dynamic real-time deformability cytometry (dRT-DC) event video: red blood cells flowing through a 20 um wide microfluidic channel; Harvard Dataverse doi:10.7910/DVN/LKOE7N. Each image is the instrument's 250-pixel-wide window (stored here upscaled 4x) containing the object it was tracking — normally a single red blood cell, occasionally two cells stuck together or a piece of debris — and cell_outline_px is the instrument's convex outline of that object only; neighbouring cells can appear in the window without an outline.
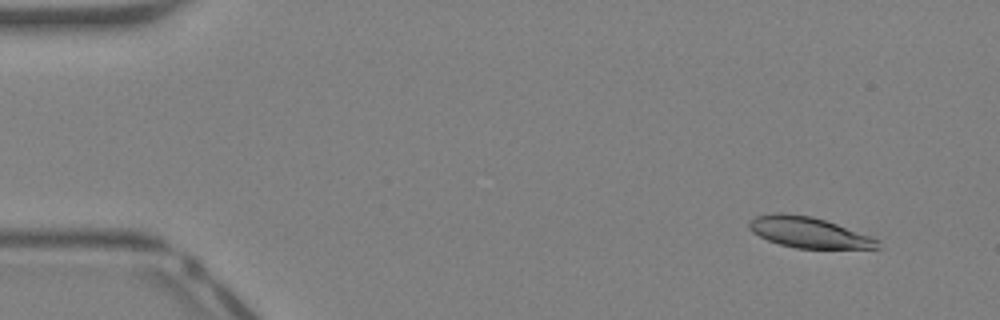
{"species": "Egyptian fruit bat (a non-hibernating species)", "species_latin": "Rousettus aegyptiacus", "temperature_condition": "warm", "stored_images_in_passage": 42, "camera_frame_rate_fps": 3000, "um_per_image_px": 0.085, "animal": {"sex": "female"}, "frame": {"image": 1, "passage_image": 3, "time_ms": 0.667, "image_size_px": [1000, 320], "cell_outline_px": [[880, 248], [796, 248], [780, 244], [768, 240], [752, 232], [748, 228], [748, 224], [756, 216], [776, 212], [780, 212], [812, 216], [836, 224], [880, 240]], "centroid_in_image_um": [68.71, 19.75], "position_along_channel_um": 16.3, "area_um2": 22.72}}
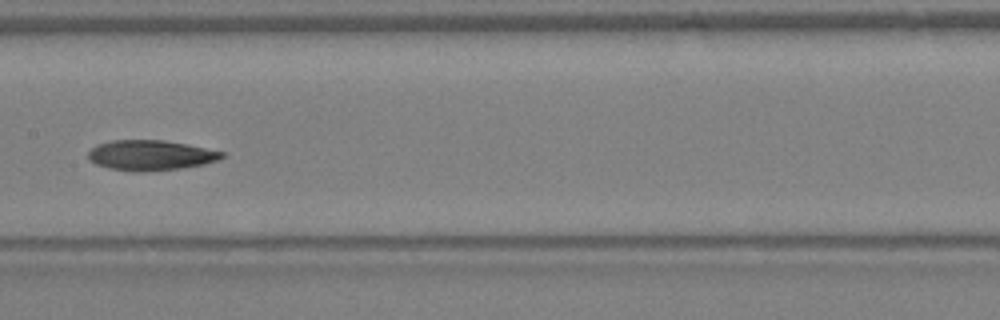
{"frame": {"image": 2, "passage_image": 21, "time_ms": 6.667, "image_size_px": [1000, 320], "cell_outline_px": [[224, 156], [220, 160], [204, 164], [180, 168], [136, 172], [132, 172], [108, 168], [96, 164], [88, 160], [88, 152], [96, 144], [112, 140], [164, 140], [188, 144], [224, 152]], "centroid_in_image_um": [12.78, 13.19], "position_along_channel_um": 194.6, "area_um2": 23.64}}
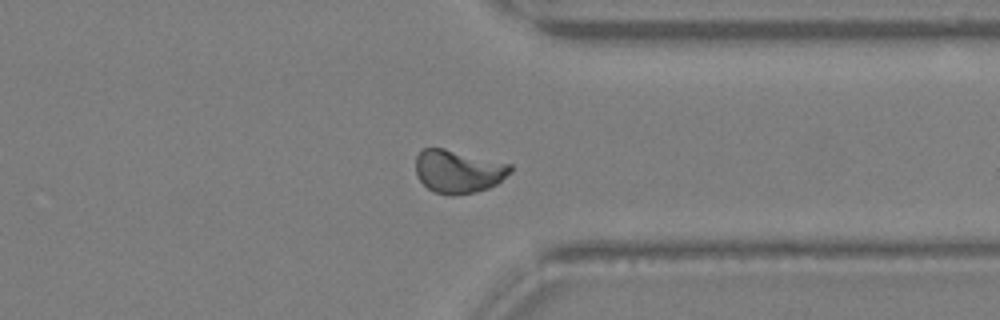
{"frame": {"image": 3, "passage_image": 32, "time_ms": 10.333, "image_size_px": [1000, 320], "cell_outline_px": [[512, 172], [496, 184], [488, 188], [476, 192], [452, 196], [448, 196], [432, 192], [416, 176], [416, 156], [424, 148], [444, 148], [512, 164]], "centroid_in_image_um": [38.95, 14.58], "position_along_channel_um": 372.4, "area_um2": 23.99}, "authors_computed_cell_mechanics": {"area_um2": 23.6402, "velocity_mm_per_s": 4.9013, "shape_relaxation_time_tau1_ms": 7.6452, "shape_relaxation_time_tau2_ms": 5.7113, "deformation_change_tau1": 0.2074, "deformation_change_tau2": 0.1198}}